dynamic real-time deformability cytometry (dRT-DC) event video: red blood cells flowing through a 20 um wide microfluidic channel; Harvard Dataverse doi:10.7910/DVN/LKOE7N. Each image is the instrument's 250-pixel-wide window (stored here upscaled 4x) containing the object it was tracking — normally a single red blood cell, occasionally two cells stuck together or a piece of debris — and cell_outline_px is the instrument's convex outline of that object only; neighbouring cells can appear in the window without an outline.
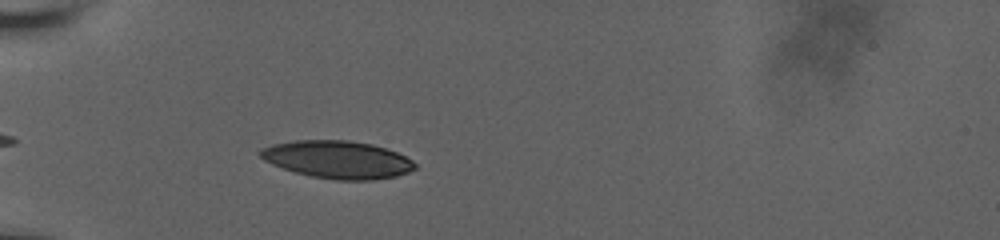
{"species": "human", "species_latin": "Homo sapiens", "temperature_condition": "room temperature", "stored_images_in_passage": 10, "camera_frame_rate_fps": 3000, "um_per_image_px": 0.085, "donor": {"sex": "male"}, "frame": {"image": 1, "passage_image": 3, "time_ms": 1.0, "image_size_px": [1000, 240], "cell_outline_px": [[416, 168], [408, 172], [396, 176], [372, 180], [336, 180], [312, 176], [296, 172], [272, 164], [264, 160], [256, 152], [260, 148], [272, 144], [296, 140], [348, 140], [372, 144], [396, 152], [412, 160], [416, 164]], "centroid_in_image_um": [28.67, 13.56], "position_along_channel_um": 56.3, "area_um2": 33.87}}
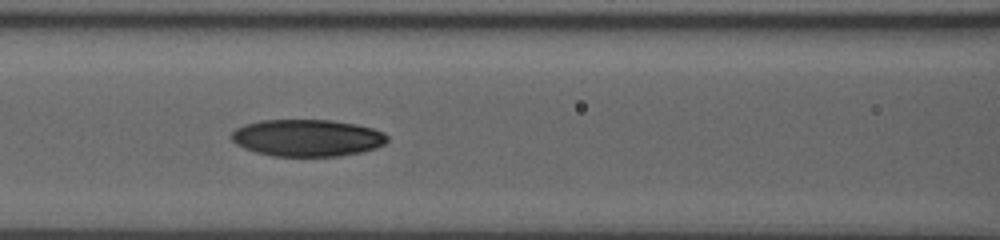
{"frame": {"image": 2, "passage_image": 8, "time_ms": 3.667, "image_size_px": [1000, 240], "cell_outline_px": [[388, 140], [384, 144], [376, 148], [360, 152], [336, 156], [272, 156], [256, 152], [244, 148], [236, 144], [232, 140], [232, 132], [236, 128], [244, 124], [260, 120], [332, 120], [356, 124], [372, 128], [384, 132], [388, 136]], "centroid_in_image_um": [26.11, 11.71], "position_along_channel_um": 140.5, "area_um2": 33.64}}
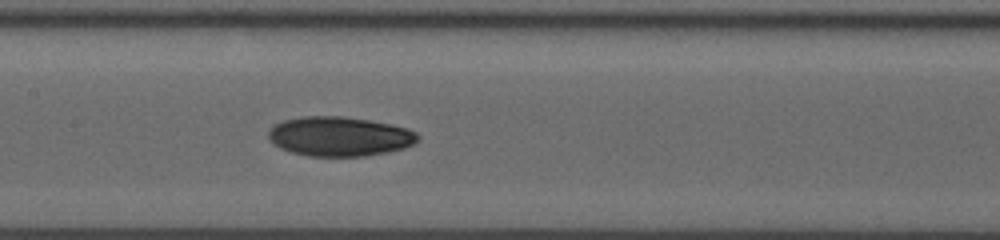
{"frame": {"image": 3, "passage_image": 10, "time_ms": 4.667, "image_size_px": [1000, 240], "cell_outline_px": [[420, 140], [404, 148], [388, 152], [364, 156], [308, 156], [292, 152], [280, 148], [272, 144], [268, 136], [268, 132], [276, 124], [284, 120], [304, 116], [344, 116], [392, 124], [408, 128], [416, 132], [420, 136]], "centroid_in_image_um": [28.88, 11.59], "position_along_channel_um": 178.5, "area_um2": 34.51}}